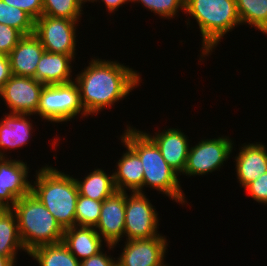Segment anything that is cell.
<instances>
[{
	"mask_svg": "<svg viewBox=\"0 0 267 266\" xmlns=\"http://www.w3.org/2000/svg\"><path fill=\"white\" fill-rule=\"evenodd\" d=\"M43 87L35 78L12 74L0 90V96L11 109L10 113L33 115L37 114Z\"/></svg>",
	"mask_w": 267,
	"mask_h": 266,
	"instance_id": "10",
	"label": "cell"
},
{
	"mask_svg": "<svg viewBox=\"0 0 267 266\" xmlns=\"http://www.w3.org/2000/svg\"><path fill=\"white\" fill-rule=\"evenodd\" d=\"M48 166L45 165L37 171L31 192L65 230L75 226L78 187L75 178Z\"/></svg>",
	"mask_w": 267,
	"mask_h": 266,
	"instance_id": "3",
	"label": "cell"
},
{
	"mask_svg": "<svg viewBox=\"0 0 267 266\" xmlns=\"http://www.w3.org/2000/svg\"><path fill=\"white\" fill-rule=\"evenodd\" d=\"M82 181L75 179L78 193L84 197L104 201L116 190L113 174L108 175L102 169H95L90 172Z\"/></svg>",
	"mask_w": 267,
	"mask_h": 266,
	"instance_id": "22",
	"label": "cell"
},
{
	"mask_svg": "<svg viewBox=\"0 0 267 266\" xmlns=\"http://www.w3.org/2000/svg\"><path fill=\"white\" fill-rule=\"evenodd\" d=\"M79 113L84 117L87 115L75 80L64 84L44 85L37 109V114L42 119L60 123L75 119Z\"/></svg>",
	"mask_w": 267,
	"mask_h": 266,
	"instance_id": "6",
	"label": "cell"
},
{
	"mask_svg": "<svg viewBox=\"0 0 267 266\" xmlns=\"http://www.w3.org/2000/svg\"><path fill=\"white\" fill-rule=\"evenodd\" d=\"M44 52L41 41L34 33L24 35L8 55L11 73L16 76L34 78Z\"/></svg>",
	"mask_w": 267,
	"mask_h": 266,
	"instance_id": "14",
	"label": "cell"
},
{
	"mask_svg": "<svg viewBox=\"0 0 267 266\" xmlns=\"http://www.w3.org/2000/svg\"><path fill=\"white\" fill-rule=\"evenodd\" d=\"M123 252L117 259L119 266H163L167 239L156 236L152 239L126 240Z\"/></svg>",
	"mask_w": 267,
	"mask_h": 266,
	"instance_id": "13",
	"label": "cell"
},
{
	"mask_svg": "<svg viewBox=\"0 0 267 266\" xmlns=\"http://www.w3.org/2000/svg\"><path fill=\"white\" fill-rule=\"evenodd\" d=\"M21 249L26 253L19 236L15 213L11 208H0V255L17 262V250Z\"/></svg>",
	"mask_w": 267,
	"mask_h": 266,
	"instance_id": "21",
	"label": "cell"
},
{
	"mask_svg": "<svg viewBox=\"0 0 267 266\" xmlns=\"http://www.w3.org/2000/svg\"><path fill=\"white\" fill-rule=\"evenodd\" d=\"M11 210L27 254L39 246L63 241L64 229L32 192L18 199Z\"/></svg>",
	"mask_w": 267,
	"mask_h": 266,
	"instance_id": "4",
	"label": "cell"
},
{
	"mask_svg": "<svg viewBox=\"0 0 267 266\" xmlns=\"http://www.w3.org/2000/svg\"><path fill=\"white\" fill-rule=\"evenodd\" d=\"M40 266H80L78 260L63 243L39 246L28 253Z\"/></svg>",
	"mask_w": 267,
	"mask_h": 266,
	"instance_id": "23",
	"label": "cell"
},
{
	"mask_svg": "<svg viewBox=\"0 0 267 266\" xmlns=\"http://www.w3.org/2000/svg\"><path fill=\"white\" fill-rule=\"evenodd\" d=\"M125 192V227L126 240L152 239L157 233L158 213L155 206L146 198L144 192Z\"/></svg>",
	"mask_w": 267,
	"mask_h": 266,
	"instance_id": "7",
	"label": "cell"
},
{
	"mask_svg": "<svg viewBox=\"0 0 267 266\" xmlns=\"http://www.w3.org/2000/svg\"><path fill=\"white\" fill-rule=\"evenodd\" d=\"M120 138L140 158L143 164V187L160 191L178 203H187L178 181V173L163 158L160 149L146 132L127 126Z\"/></svg>",
	"mask_w": 267,
	"mask_h": 266,
	"instance_id": "2",
	"label": "cell"
},
{
	"mask_svg": "<svg viewBox=\"0 0 267 266\" xmlns=\"http://www.w3.org/2000/svg\"><path fill=\"white\" fill-rule=\"evenodd\" d=\"M140 79L137 71L117 61L93 59L74 80L88 116L126 98L131 90L139 86Z\"/></svg>",
	"mask_w": 267,
	"mask_h": 266,
	"instance_id": "1",
	"label": "cell"
},
{
	"mask_svg": "<svg viewBox=\"0 0 267 266\" xmlns=\"http://www.w3.org/2000/svg\"><path fill=\"white\" fill-rule=\"evenodd\" d=\"M103 201L78 196L75 211V226L95 227L100 218Z\"/></svg>",
	"mask_w": 267,
	"mask_h": 266,
	"instance_id": "27",
	"label": "cell"
},
{
	"mask_svg": "<svg viewBox=\"0 0 267 266\" xmlns=\"http://www.w3.org/2000/svg\"><path fill=\"white\" fill-rule=\"evenodd\" d=\"M245 189L255 201L267 204V172L250 182Z\"/></svg>",
	"mask_w": 267,
	"mask_h": 266,
	"instance_id": "30",
	"label": "cell"
},
{
	"mask_svg": "<svg viewBox=\"0 0 267 266\" xmlns=\"http://www.w3.org/2000/svg\"><path fill=\"white\" fill-rule=\"evenodd\" d=\"M11 6L20 8L28 13L35 21L42 15L43 0H3Z\"/></svg>",
	"mask_w": 267,
	"mask_h": 266,
	"instance_id": "31",
	"label": "cell"
},
{
	"mask_svg": "<svg viewBox=\"0 0 267 266\" xmlns=\"http://www.w3.org/2000/svg\"><path fill=\"white\" fill-rule=\"evenodd\" d=\"M124 227L125 192L115 191L103 201L100 218L94 229L111 250L124 237Z\"/></svg>",
	"mask_w": 267,
	"mask_h": 266,
	"instance_id": "12",
	"label": "cell"
},
{
	"mask_svg": "<svg viewBox=\"0 0 267 266\" xmlns=\"http://www.w3.org/2000/svg\"><path fill=\"white\" fill-rule=\"evenodd\" d=\"M184 12L196 19L202 36V56H208L227 32L241 24L236 0H185Z\"/></svg>",
	"mask_w": 267,
	"mask_h": 266,
	"instance_id": "5",
	"label": "cell"
},
{
	"mask_svg": "<svg viewBox=\"0 0 267 266\" xmlns=\"http://www.w3.org/2000/svg\"><path fill=\"white\" fill-rule=\"evenodd\" d=\"M233 141L226 137L201 140L189 149L187 163L182 174L205 175L219 169L233 150Z\"/></svg>",
	"mask_w": 267,
	"mask_h": 266,
	"instance_id": "9",
	"label": "cell"
},
{
	"mask_svg": "<svg viewBox=\"0 0 267 266\" xmlns=\"http://www.w3.org/2000/svg\"><path fill=\"white\" fill-rule=\"evenodd\" d=\"M82 4L80 0H43L42 15L78 21L82 16Z\"/></svg>",
	"mask_w": 267,
	"mask_h": 266,
	"instance_id": "26",
	"label": "cell"
},
{
	"mask_svg": "<svg viewBox=\"0 0 267 266\" xmlns=\"http://www.w3.org/2000/svg\"><path fill=\"white\" fill-rule=\"evenodd\" d=\"M62 242L80 261L97 255L102 251L103 245L102 237L94 227L86 226H73L65 229Z\"/></svg>",
	"mask_w": 267,
	"mask_h": 266,
	"instance_id": "19",
	"label": "cell"
},
{
	"mask_svg": "<svg viewBox=\"0 0 267 266\" xmlns=\"http://www.w3.org/2000/svg\"><path fill=\"white\" fill-rule=\"evenodd\" d=\"M110 257L111 256H107L106 253L101 251L97 255L80 261V266H115L117 264V260Z\"/></svg>",
	"mask_w": 267,
	"mask_h": 266,
	"instance_id": "32",
	"label": "cell"
},
{
	"mask_svg": "<svg viewBox=\"0 0 267 266\" xmlns=\"http://www.w3.org/2000/svg\"><path fill=\"white\" fill-rule=\"evenodd\" d=\"M23 36L19 30L0 23V54L9 55Z\"/></svg>",
	"mask_w": 267,
	"mask_h": 266,
	"instance_id": "29",
	"label": "cell"
},
{
	"mask_svg": "<svg viewBox=\"0 0 267 266\" xmlns=\"http://www.w3.org/2000/svg\"><path fill=\"white\" fill-rule=\"evenodd\" d=\"M72 60L70 55L45 51L39 60L34 78L44 85L72 82Z\"/></svg>",
	"mask_w": 267,
	"mask_h": 266,
	"instance_id": "18",
	"label": "cell"
},
{
	"mask_svg": "<svg viewBox=\"0 0 267 266\" xmlns=\"http://www.w3.org/2000/svg\"><path fill=\"white\" fill-rule=\"evenodd\" d=\"M0 158V208H11L31 192L27 164L21 160Z\"/></svg>",
	"mask_w": 267,
	"mask_h": 266,
	"instance_id": "11",
	"label": "cell"
},
{
	"mask_svg": "<svg viewBox=\"0 0 267 266\" xmlns=\"http://www.w3.org/2000/svg\"><path fill=\"white\" fill-rule=\"evenodd\" d=\"M0 23L19 30L23 35L34 33L35 20L25 11L0 0Z\"/></svg>",
	"mask_w": 267,
	"mask_h": 266,
	"instance_id": "25",
	"label": "cell"
},
{
	"mask_svg": "<svg viewBox=\"0 0 267 266\" xmlns=\"http://www.w3.org/2000/svg\"><path fill=\"white\" fill-rule=\"evenodd\" d=\"M30 115L9 113L5 115L0 121V148L1 149H16L26 145L32 132V123L30 118H26ZM4 152L0 150V158H4Z\"/></svg>",
	"mask_w": 267,
	"mask_h": 266,
	"instance_id": "20",
	"label": "cell"
},
{
	"mask_svg": "<svg viewBox=\"0 0 267 266\" xmlns=\"http://www.w3.org/2000/svg\"><path fill=\"white\" fill-rule=\"evenodd\" d=\"M127 148L126 153L117 162V170L113 173L117 191L143 192V164L139 156L122 140ZM142 189V190H141Z\"/></svg>",
	"mask_w": 267,
	"mask_h": 266,
	"instance_id": "17",
	"label": "cell"
},
{
	"mask_svg": "<svg viewBox=\"0 0 267 266\" xmlns=\"http://www.w3.org/2000/svg\"><path fill=\"white\" fill-rule=\"evenodd\" d=\"M97 2V0H94ZM105 3L106 8L109 13H113L117 8H119L122 4L129 2V0H102Z\"/></svg>",
	"mask_w": 267,
	"mask_h": 266,
	"instance_id": "34",
	"label": "cell"
},
{
	"mask_svg": "<svg viewBox=\"0 0 267 266\" xmlns=\"http://www.w3.org/2000/svg\"><path fill=\"white\" fill-rule=\"evenodd\" d=\"M131 2H141L142 6L151 12L170 19L177 15L178 10L184 11L185 0H131Z\"/></svg>",
	"mask_w": 267,
	"mask_h": 266,
	"instance_id": "28",
	"label": "cell"
},
{
	"mask_svg": "<svg viewBox=\"0 0 267 266\" xmlns=\"http://www.w3.org/2000/svg\"><path fill=\"white\" fill-rule=\"evenodd\" d=\"M236 6L241 24L248 23L267 34V0H236Z\"/></svg>",
	"mask_w": 267,
	"mask_h": 266,
	"instance_id": "24",
	"label": "cell"
},
{
	"mask_svg": "<svg viewBox=\"0 0 267 266\" xmlns=\"http://www.w3.org/2000/svg\"><path fill=\"white\" fill-rule=\"evenodd\" d=\"M158 146L167 164L177 173H183L189 153L187 136L180 129L169 128L162 132H156L151 136L146 133Z\"/></svg>",
	"mask_w": 267,
	"mask_h": 266,
	"instance_id": "15",
	"label": "cell"
},
{
	"mask_svg": "<svg viewBox=\"0 0 267 266\" xmlns=\"http://www.w3.org/2000/svg\"><path fill=\"white\" fill-rule=\"evenodd\" d=\"M67 18L41 15L35 21L34 34L46 52L70 55L73 59L76 48V23Z\"/></svg>",
	"mask_w": 267,
	"mask_h": 266,
	"instance_id": "8",
	"label": "cell"
},
{
	"mask_svg": "<svg viewBox=\"0 0 267 266\" xmlns=\"http://www.w3.org/2000/svg\"><path fill=\"white\" fill-rule=\"evenodd\" d=\"M267 148L264 144H245L236 156V174L240 185L245 188L260 175L267 172Z\"/></svg>",
	"mask_w": 267,
	"mask_h": 266,
	"instance_id": "16",
	"label": "cell"
},
{
	"mask_svg": "<svg viewBox=\"0 0 267 266\" xmlns=\"http://www.w3.org/2000/svg\"><path fill=\"white\" fill-rule=\"evenodd\" d=\"M15 263L13 259L0 255V266H15Z\"/></svg>",
	"mask_w": 267,
	"mask_h": 266,
	"instance_id": "35",
	"label": "cell"
},
{
	"mask_svg": "<svg viewBox=\"0 0 267 266\" xmlns=\"http://www.w3.org/2000/svg\"><path fill=\"white\" fill-rule=\"evenodd\" d=\"M12 76L8 55L0 54V90Z\"/></svg>",
	"mask_w": 267,
	"mask_h": 266,
	"instance_id": "33",
	"label": "cell"
},
{
	"mask_svg": "<svg viewBox=\"0 0 267 266\" xmlns=\"http://www.w3.org/2000/svg\"><path fill=\"white\" fill-rule=\"evenodd\" d=\"M83 4L85 3V2H87V1H89V2H94V0H80Z\"/></svg>",
	"mask_w": 267,
	"mask_h": 266,
	"instance_id": "36",
	"label": "cell"
}]
</instances>
